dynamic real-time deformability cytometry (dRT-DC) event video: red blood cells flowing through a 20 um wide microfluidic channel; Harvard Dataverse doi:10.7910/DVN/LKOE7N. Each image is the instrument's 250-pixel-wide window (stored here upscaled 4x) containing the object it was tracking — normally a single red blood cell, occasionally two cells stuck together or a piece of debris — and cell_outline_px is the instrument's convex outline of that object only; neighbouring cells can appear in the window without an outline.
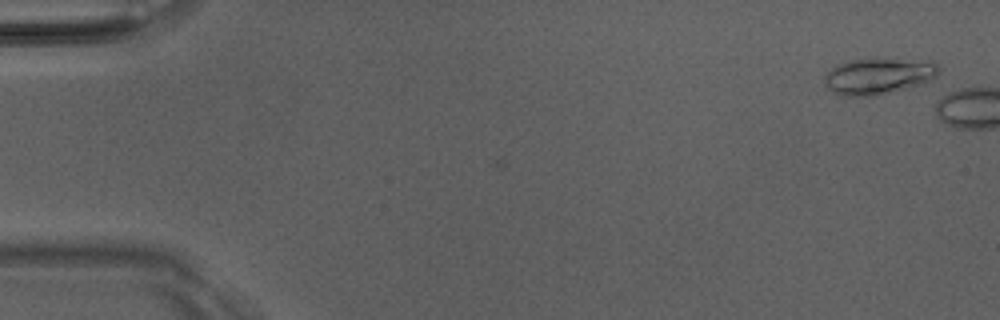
{"species": "Egyptian fruit bat (a non-hibernating species)", "species_latin": "Rousettus aegyptiacus", "temperature_condition": "room temperature", "stored_images_in_passage": 3, "camera_frame_rate_fps": 3000, "um_per_image_px": 0.085, "animal": {"sex": "male"}, "frame": {"image": 1, "passage_image": 1, "time_ms": 0.0, "image_size_px": [1000, 320], "cell_outline_px": [[940, 72], [932, 80], [904, 88], [872, 96], [840, 96], [832, 92], [824, 84], [824, 76], [832, 68], [840, 64], [852, 60], [932, 60], [940, 68]], "centroid_in_image_um": [74.66, 6.48], "position_along_channel_um": 10.3, "area_um2": 23.64}}